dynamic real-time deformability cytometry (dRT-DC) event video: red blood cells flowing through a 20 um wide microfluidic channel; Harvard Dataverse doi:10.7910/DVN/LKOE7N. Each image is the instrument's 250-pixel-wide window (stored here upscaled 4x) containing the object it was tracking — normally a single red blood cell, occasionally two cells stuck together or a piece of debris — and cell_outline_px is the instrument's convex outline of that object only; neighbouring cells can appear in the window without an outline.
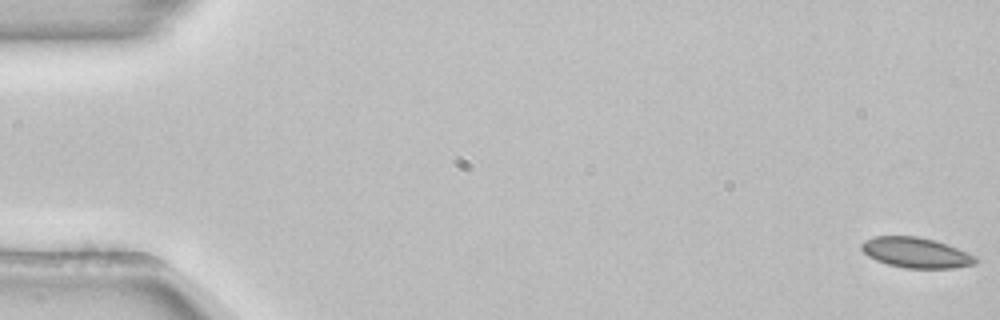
{"species": "common noctule bat (a hibernating species)", "species_latin": "Nyctalus noctula", "temperature_condition": "room temperature", "stored_images_in_passage": 54, "camera_frame_rate_fps": 3000, "um_per_image_px": 0.085, "animal": {"sex": "female", "body_mass_g": 22.7, "forearm_length_mm": 54.2}, "frame": {"image": 1, "passage_image": 1, "time_ms": 0.0, "image_size_px": [1000, 320], "cell_outline_px": [[980, 260], [976, 264], [952, 268], [904, 268], [888, 264], [876, 260], [868, 256], [860, 248], [860, 244], [864, 240], [876, 236], [916, 236], [936, 240], [948, 244], [968, 252], [976, 256]], "centroid_in_image_um": [77.89, 21.47], "position_along_channel_um": 7.1, "area_um2": 20.4}}
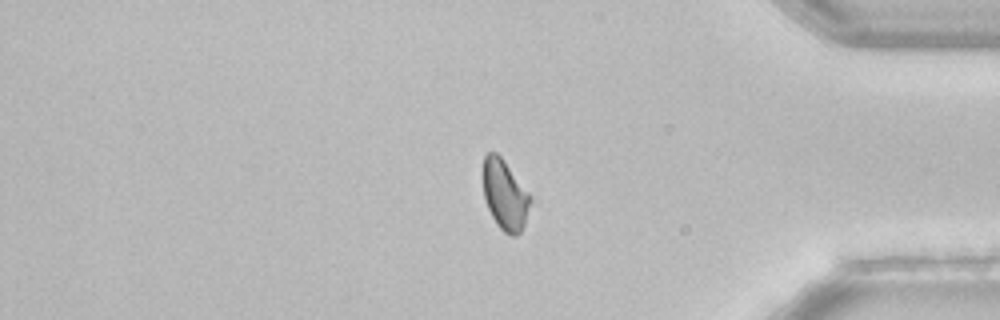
{"frame": {"image": 2, "passage_image": 45, "time_ms": 14.667, "image_size_px": [1000, 320], "cell_outline_px": [[528, 204], [524, 224], [520, 232], [516, 236], [512, 236], [504, 232], [496, 224], [488, 208], [484, 196], [484, 156], [488, 152], [496, 152], [504, 160], [528, 192]], "centroid_in_image_um": [42.88, 16.56], "position_along_channel_um": 392.3, "area_um2": 18.61}}
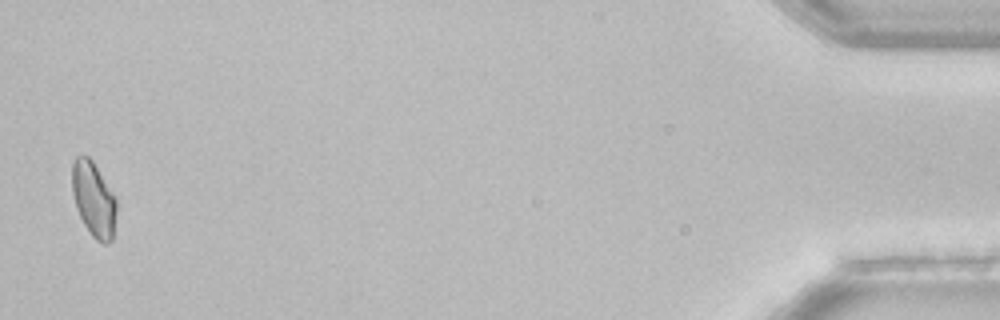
{"frame": {"image": 3, "passage_image": 53, "time_ms": 17.333, "image_size_px": [1000, 320], "cell_outline_px": [[116, 212], [112, 240], [108, 244], [104, 244], [96, 240], [92, 236], [84, 224], [76, 208], [72, 192], [72, 164], [76, 156], [88, 156], [92, 160], [116, 196]], "centroid_in_image_um": [7.96, 16.94], "position_along_channel_um": 427.2, "area_um2": 19.42}, "authors_computed_cell_mechanics": {"area_um2": 19.9699, "velocity_mm_per_s": 3.8672, "shape_relaxation_time_tau1_ms": 5.638, "shape_relaxation_time_tau2_ms": 2.7933, "deformation_change_tau1": 0.0873, "deformation_change_tau2": 0.0557}}